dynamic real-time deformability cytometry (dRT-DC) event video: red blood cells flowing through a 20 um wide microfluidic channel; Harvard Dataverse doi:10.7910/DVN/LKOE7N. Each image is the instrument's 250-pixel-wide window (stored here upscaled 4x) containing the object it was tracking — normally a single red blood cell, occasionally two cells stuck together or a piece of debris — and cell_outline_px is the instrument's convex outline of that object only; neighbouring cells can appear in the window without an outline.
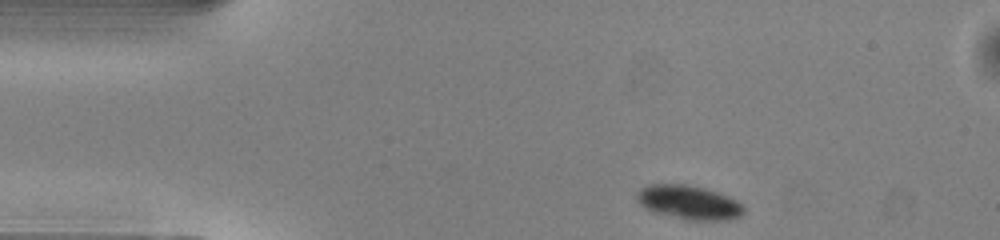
{"species": "common noctule bat (a hibernating species)", "species_latin": "Nyctalus noctula", "temperature_condition": "warm", "stored_images_in_passage": 43, "camera_frame_rate_fps": 3000, "um_per_image_px": 0.085, "animal": {"sex": "male", "body_mass_g": 13.0, "forearm_length_mm": 53.1}, "frame": {"image": 1, "passage_image": 1, "time_ms": 0.0, "image_size_px": [1000, 240], "cell_outline_px": [[744, 212], [740, 216], [724, 220], [684, 220], [652, 212], [644, 208], [636, 200], [636, 192], [640, 188], [648, 184], [684, 184], [704, 188], [728, 196], [736, 200], [744, 208]], "centroid_in_image_um": [58.48, 17.21], "position_along_channel_um": 26.5, "area_um2": 21.33}}
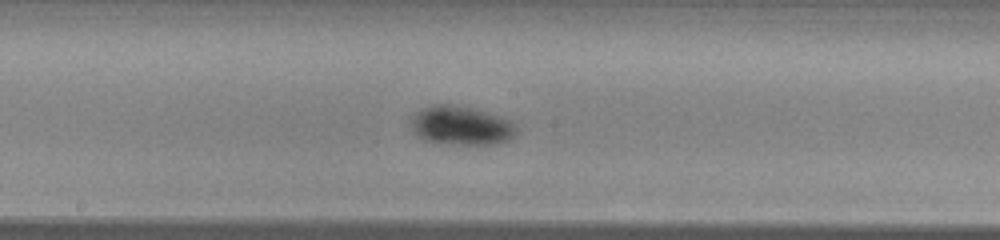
{"frame": {"image": 2, "passage_image": 19, "time_ms": 6.0, "image_size_px": [1000, 240], "cell_outline_px": [[516, 136], [508, 140], [496, 144], [436, 144], [424, 140], [416, 136], [412, 128], [412, 116], [420, 108], [432, 104], [456, 104], [472, 108], [500, 116], [516, 124]], "centroid_in_image_um": [39.17, 10.68], "position_along_channel_um": 209.0, "area_um2": 24.33}}
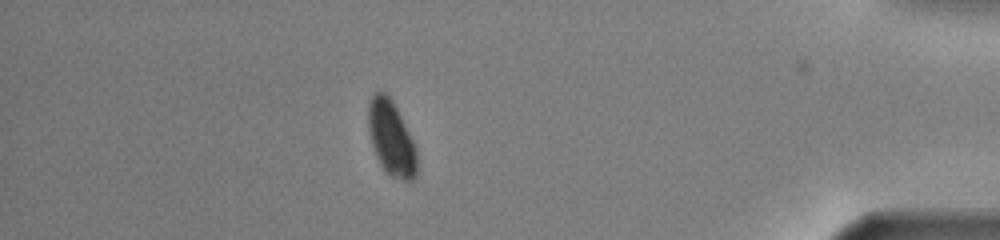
{"frame": {"image": 3, "passage_image": 37, "time_ms": 12.0, "image_size_px": [1000, 240], "cell_outline_px": [[416, 176], [412, 180], [404, 180], [392, 176], [380, 164], [376, 156], [372, 144], [368, 128], [368, 104], [372, 96], [380, 88], [392, 100], [416, 148]], "centroid_in_image_um": [33.23, 11.72], "position_along_channel_um": 402.0, "area_um2": 20.75}, "authors_computed_cell_mechanics": {"area_um2": 22.831, "velocity_mm_per_s": 4.0338, "shape_relaxation_time_tau1_ms": 2.4036, "shape_relaxation_time_tau2_ms": null, "deformation_change_tau1": 0.0524, "deformation_change_tau2": null}}